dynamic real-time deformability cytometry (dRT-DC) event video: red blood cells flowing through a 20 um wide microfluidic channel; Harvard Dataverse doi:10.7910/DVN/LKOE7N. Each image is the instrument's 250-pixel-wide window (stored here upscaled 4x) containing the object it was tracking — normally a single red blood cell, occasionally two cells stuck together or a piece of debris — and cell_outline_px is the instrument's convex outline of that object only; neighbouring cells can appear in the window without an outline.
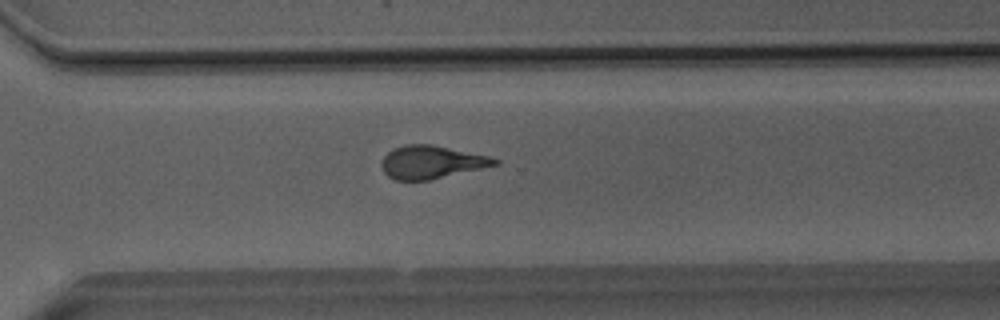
{"species": "Egyptian fruit bat (a non-hibernating species)", "species_latin": "Rousettus aegyptiacus", "temperature_condition": "room temperature", "stored_images_in_passage": 46, "camera_frame_rate_fps": 3000, "um_per_image_px": 0.085, "animal": {"sex": "male"}, "frame": {"image": 1, "passage_image": 32, "time_ms": 10.333, "image_size_px": [1000, 320], "cell_outline_px": [[500, 164], [428, 180], [396, 180], [388, 176], [384, 172], [380, 164], [384, 156], [388, 152], [404, 144], [432, 144], [488, 156], [500, 160]], "centroid_in_image_um": [36.66, 13.78], "position_along_channel_um": 333.9, "area_um2": 21.56}}
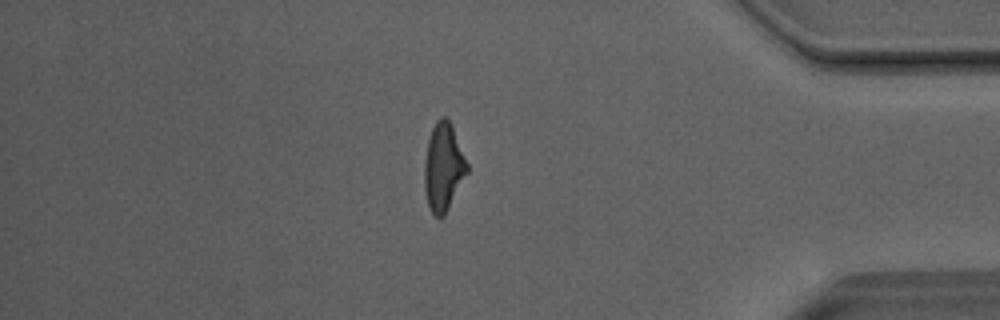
{"frame": {"image": 2, "passage_image": 39, "time_ms": 12.667, "image_size_px": [1000, 320], "cell_outline_px": [[468, 172], [444, 216], [440, 220], [432, 212], [428, 204], [424, 188], [424, 160], [428, 140], [432, 128], [436, 120], [440, 116], [444, 116], [452, 124], [468, 164]], "centroid_in_image_um": [37.68, 14.19], "position_along_channel_um": 397.5, "area_um2": 21.96}}
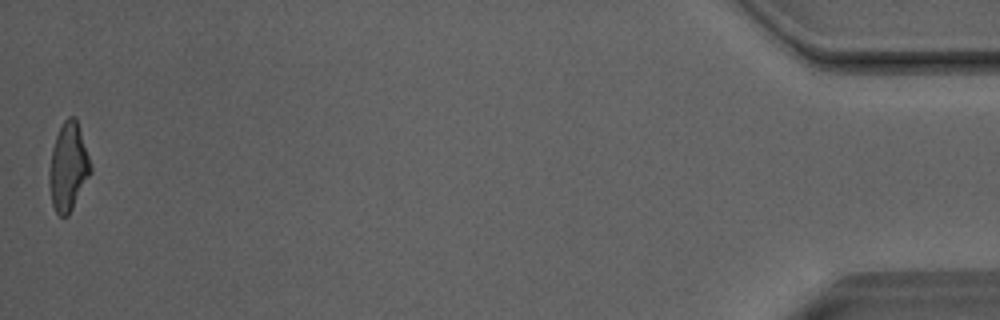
{"frame": {"image": 3, "passage_image": 46, "time_ms": 15.0, "image_size_px": [1000, 320], "cell_outline_px": [[92, 172], [68, 216], [60, 216], [56, 212], [52, 204], [48, 180], [48, 172], [52, 148], [56, 136], [64, 120], [68, 116], [76, 116], [92, 164]], "centroid_in_image_um": [5.81, 14.17], "position_along_channel_um": 429.4, "area_um2": 21.44}, "authors_computed_cell_mechanics": {"area_um2": 22.0218, "velocity_mm_per_s": 4.0771, "shape_relaxation_time_tau1_ms": 10.8951, "shape_relaxation_time_tau2_ms": 1.7361, "deformation_change_tau1": 0.3021, "deformation_change_tau2": 0.1251}}